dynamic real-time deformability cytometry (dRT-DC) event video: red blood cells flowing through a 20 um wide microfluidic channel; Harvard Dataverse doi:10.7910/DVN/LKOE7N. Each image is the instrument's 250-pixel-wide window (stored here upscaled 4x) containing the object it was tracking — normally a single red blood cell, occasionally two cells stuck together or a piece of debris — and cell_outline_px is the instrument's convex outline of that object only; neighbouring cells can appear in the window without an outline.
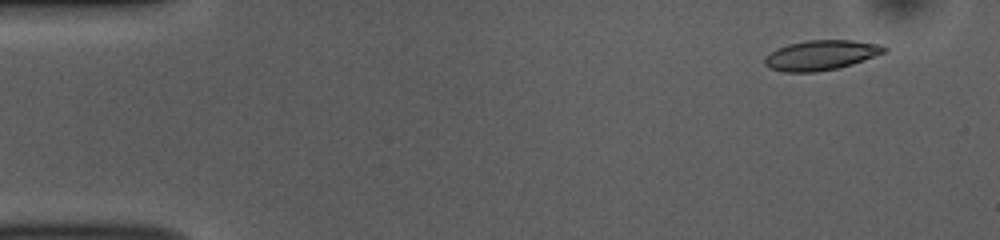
{"species": "common noctule bat (a hibernating species)", "species_latin": "Nyctalus noctula", "temperature_condition": "room temperature", "stored_images_in_passage": 51, "camera_frame_rate_fps": 3000, "um_per_image_px": 0.085, "animal": {"sex": "female", "body_mass_g": 10.0, "forearm_length_mm": 53.1}, "frame": {"image": 1, "passage_image": 3, "time_ms": 0.667, "image_size_px": [1000, 240], "cell_outline_px": [[888, 48], [884, 52], [852, 64], [840, 68], [816, 72], [784, 72], [772, 68], [764, 64], [764, 56], [776, 48], [788, 44], [808, 40], [852, 40], [884, 44]], "centroid_in_image_um": [69.78, 4.68], "position_along_channel_um": 15.2, "area_um2": 20.92}}
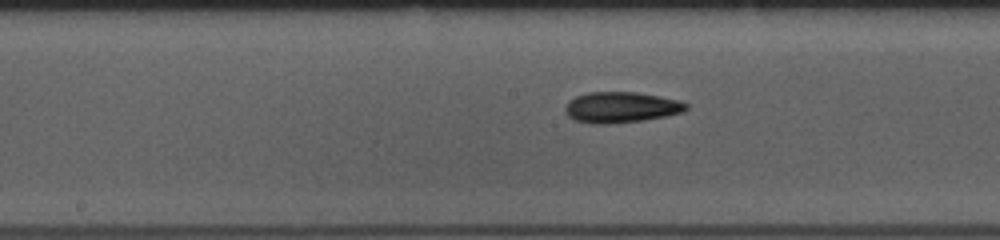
{"frame": {"image": 2, "passage_image": 25, "time_ms": 8.0, "image_size_px": [1000, 240], "cell_outline_px": [[688, 108], [684, 112], [668, 116], [644, 120], [612, 124], [592, 124], [572, 120], [564, 112], [564, 108], [568, 100], [576, 96], [588, 92], [636, 92], [660, 96], [680, 100], [688, 104]], "centroid_in_image_um": [52.78, 9.13], "position_along_channel_um": 195.4, "area_um2": 22.2}}
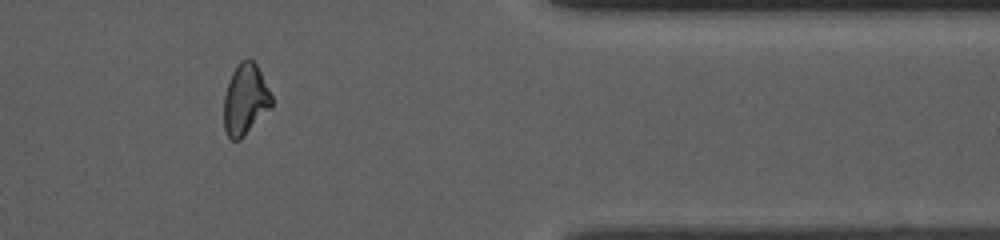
{"frame": {"image": 3, "passage_image": 42, "time_ms": 13.667, "image_size_px": [1000, 240], "cell_outline_px": [[272, 104], [244, 136], [240, 140], [232, 140], [228, 136], [224, 128], [224, 96], [232, 72], [240, 60], [248, 56], [256, 64], [272, 96]], "centroid_in_image_um": [20.83, 8.43], "position_along_channel_um": 390.6, "area_um2": 19.42}, "authors_computed_cell_mechanics": {"area_um2": 20.7502, "velocity_mm_per_s": 3.8337, "shape_relaxation_time_tau1_ms": 5.5086, "shape_relaxation_time_tau2_ms": 3.1271, "deformation_change_tau1": 0.173, "deformation_change_tau2": 0.1102}}